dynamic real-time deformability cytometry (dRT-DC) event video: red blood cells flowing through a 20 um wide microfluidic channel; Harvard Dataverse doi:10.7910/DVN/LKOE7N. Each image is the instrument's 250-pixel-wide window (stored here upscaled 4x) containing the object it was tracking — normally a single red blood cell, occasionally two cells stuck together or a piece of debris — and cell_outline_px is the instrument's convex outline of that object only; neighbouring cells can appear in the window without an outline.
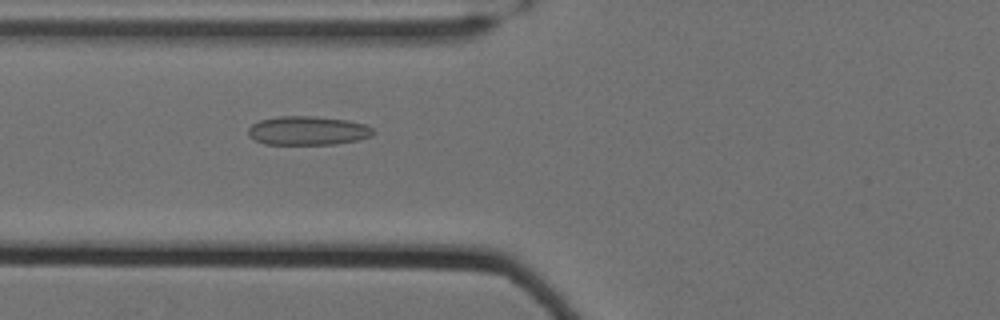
{"species": "Egyptian fruit bat (a non-hibernating species)", "species_latin": "Rousettus aegyptiacus", "temperature_condition": "cold", "stored_images_in_passage": 54, "camera_frame_rate_fps": 3000, "um_per_image_px": 0.085, "animal": {"sex": "female"}, "frame": {"image": 1, "passage_image": 20, "time_ms": 6.333, "image_size_px": [1000, 320], "cell_outline_px": [[376, 132], [372, 136], [356, 140], [336, 144], [264, 144], [248, 136], [248, 128], [252, 124], [260, 120], [276, 116], [316, 116], [348, 120], [364, 124], [372, 128]], "centroid_in_image_um": [26.16, 11.1], "position_along_channel_um": 99.6, "area_um2": 21.15}}
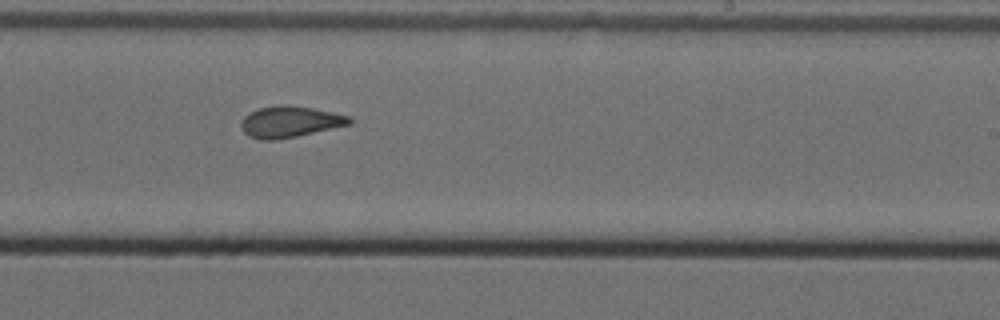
{"frame": {"image": 2, "passage_image": 34, "time_ms": 11.0, "image_size_px": [1000, 320], "cell_outline_px": [[352, 124], [296, 136], [272, 140], [260, 140], [248, 136], [244, 132], [240, 124], [244, 116], [260, 108], [312, 108], [348, 116], [352, 120]], "centroid_in_image_um": [24.64, 10.41], "position_along_channel_um": 264.4, "area_um2": 18.67}}
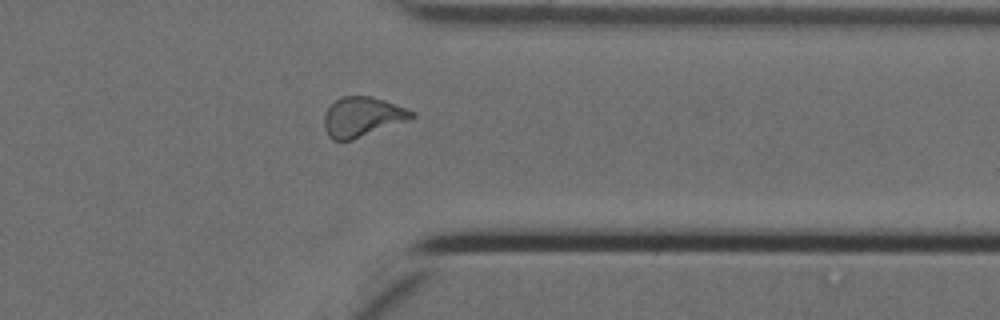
{"frame": {"image": 3, "passage_image": 44, "time_ms": 14.333, "image_size_px": [1000, 320], "cell_outline_px": [[416, 116], [408, 120], [352, 140], [332, 140], [328, 136], [324, 128], [324, 112], [336, 100], [344, 96], [372, 96], [384, 100], [416, 112]], "centroid_in_image_um": [30.78, 9.93], "position_along_channel_um": 380.6, "area_um2": 20.17}, "authors_computed_cell_mechanics": {"area_um2": 20.1144, "velocity_mm_per_s": 3.5149, "shape_relaxation_time_tau1_ms": null, "shape_relaxation_time_tau2_ms": 2.3087, "deformation_change_tau1": null, "deformation_change_tau2": 0.0991}}